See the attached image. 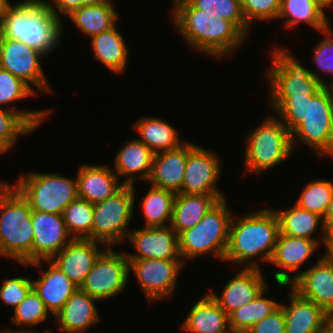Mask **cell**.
I'll use <instances>...</instances> for the list:
<instances>
[{"label": "cell", "mask_w": 333, "mask_h": 333, "mask_svg": "<svg viewBox=\"0 0 333 333\" xmlns=\"http://www.w3.org/2000/svg\"><path fill=\"white\" fill-rule=\"evenodd\" d=\"M270 98L276 115L291 133L293 150L299 141L319 155L333 157V101L327 86L313 96Z\"/></svg>", "instance_id": "cell-1"}, {"label": "cell", "mask_w": 333, "mask_h": 333, "mask_svg": "<svg viewBox=\"0 0 333 333\" xmlns=\"http://www.w3.org/2000/svg\"><path fill=\"white\" fill-rule=\"evenodd\" d=\"M174 26L194 50L207 56H229L246 38L230 21L195 8L188 0H172Z\"/></svg>", "instance_id": "cell-2"}, {"label": "cell", "mask_w": 333, "mask_h": 333, "mask_svg": "<svg viewBox=\"0 0 333 333\" xmlns=\"http://www.w3.org/2000/svg\"><path fill=\"white\" fill-rule=\"evenodd\" d=\"M61 21L41 0L9 2L0 15V38L20 40L46 56L62 39Z\"/></svg>", "instance_id": "cell-3"}, {"label": "cell", "mask_w": 333, "mask_h": 333, "mask_svg": "<svg viewBox=\"0 0 333 333\" xmlns=\"http://www.w3.org/2000/svg\"><path fill=\"white\" fill-rule=\"evenodd\" d=\"M232 217L229 241L223 261L246 264L247 268H261L255 257L270 261L278 235L279 220L274 209H263ZM253 259V260H252Z\"/></svg>", "instance_id": "cell-4"}, {"label": "cell", "mask_w": 333, "mask_h": 333, "mask_svg": "<svg viewBox=\"0 0 333 333\" xmlns=\"http://www.w3.org/2000/svg\"><path fill=\"white\" fill-rule=\"evenodd\" d=\"M0 256L32 263V209L20 192L0 182Z\"/></svg>", "instance_id": "cell-5"}, {"label": "cell", "mask_w": 333, "mask_h": 333, "mask_svg": "<svg viewBox=\"0 0 333 333\" xmlns=\"http://www.w3.org/2000/svg\"><path fill=\"white\" fill-rule=\"evenodd\" d=\"M227 198L219 200L204 215L201 221L178 235L179 252L182 261L195 259L213 252L218 260L224 259L232 219L227 207ZM184 259V260H183Z\"/></svg>", "instance_id": "cell-6"}, {"label": "cell", "mask_w": 333, "mask_h": 333, "mask_svg": "<svg viewBox=\"0 0 333 333\" xmlns=\"http://www.w3.org/2000/svg\"><path fill=\"white\" fill-rule=\"evenodd\" d=\"M245 138V171L258 175L281 164L293 151L291 133L276 116H268Z\"/></svg>", "instance_id": "cell-7"}, {"label": "cell", "mask_w": 333, "mask_h": 333, "mask_svg": "<svg viewBox=\"0 0 333 333\" xmlns=\"http://www.w3.org/2000/svg\"><path fill=\"white\" fill-rule=\"evenodd\" d=\"M14 187L33 211L62 215L65 208L78 197L76 178L57 173L33 171L20 176Z\"/></svg>", "instance_id": "cell-8"}, {"label": "cell", "mask_w": 333, "mask_h": 333, "mask_svg": "<svg viewBox=\"0 0 333 333\" xmlns=\"http://www.w3.org/2000/svg\"><path fill=\"white\" fill-rule=\"evenodd\" d=\"M135 191L134 185L123 184L112 196L93 204L91 240L107 247L126 241L130 232L127 228L133 218Z\"/></svg>", "instance_id": "cell-9"}, {"label": "cell", "mask_w": 333, "mask_h": 333, "mask_svg": "<svg viewBox=\"0 0 333 333\" xmlns=\"http://www.w3.org/2000/svg\"><path fill=\"white\" fill-rule=\"evenodd\" d=\"M272 65L267 72L271 97L313 96L327 82L319 74L305 68L284 48L271 52Z\"/></svg>", "instance_id": "cell-10"}, {"label": "cell", "mask_w": 333, "mask_h": 333, "mask_svg": "<svg viewBox=\"0 0 333 333\" xmlns=\"http://www.w3.org/2000/svg\"><path fill=\"white\" fill-rule=\"evenodd\" d=\"M129 274L126 254L107 247L97 258L79 289L98 301L110 299L124 291L129 282Z\"/></svg>", "instance_id": "cell-11"}, {"label": "cell", "mask_w": 333, "mask_h": 333, "mask_svg": "<svg viewBox=\"0 0 333 333\" xmlns=\"http://www.w3.org/2000/svg\"><path fill=\"white\" fill-rule=\"evenodd\" d=\"M274 280L279 286H289L302 298L314 302L333 318V268L321 257L313 265L296 275L278 271Z\"/></svg>", "instance_id": "cell-12"}, {"label": "cell", "mask_w": 333, "mask_h": 333, "mask_svg": "<svg viewBox=\"0 0 333 333\" xmlns=\"http://www.w3.org/2000/svg\"><path fill=\"white\" fill-rule=\"evenodd\" d=\"M129 272L136 275L150 303L172 296L181 267L182 259H128Z\"/></svg>", "instance_id": "cell-13"}, {"label": "cell", "mask_w": 333, "mask_h": 333, "mask_svg": "<svg viewBox=\"0 0 333 333\" xmlns=\"http://www.w3.org/2000/svg\"><path fill=\"white\" fill-rule=\"evenodd\" d=\"M45 55L20 40L0 38V68L23 80L33 90L53 93L47 83L40 58Z\"/></svg>", "instance_id": "cell-14"}, {"label": "cell", "mask_w": 333, "mask_h": 333, "mask_svg": "<svg viewBox=\"0 0 333 333\" xmlns=\"http://www.w3.org/2000/svg\"><path fill=\"white\" fill-rule=\"evenodd\" d=\"M221 162L216 153L187 142V163L181 190L178 193L223 195L218 191Z\"/></svg>", "instance_id": "cell-15"}, {"label": "cell", "mask_w": 333, "mask_h": 333, "mask_svg": "<svg viewBox=\"0 0 333 333\" xmlns=\"http://www.w3.org/2000/svg\"><path fill=\"white\" fill-rule=\"evenodd\" d=\"M32 262L51 260L73 240L62 215L32 210Z\"/></svg>", "instance_id": "cell-16"}, {"label": "cell", "mask_w": 333, "mask_h": 333, "mask_svg": "<svg viewBox=\"0 0 333 333\" xmlns=\"http://www.w3.org/2000/svg\"><path fill=\"white\" fill-rule=\"evenodd\" d=\"M127 239L136 252L125 251L128 259H181L178 234L170 225L137 228L129 232Z\"/></svg>", "instance_id": "cell-17"}, {"label": "cell", "mask_w": 333, "mask_h": 333, "mask_svg": "<svg viewBox=\"0 0 333 333\" xmlns=\"http://www.w3.org/2000/svg\"><path fill=\"white\" fill-rule=\"evenodd\" d=\"M100 244L102 245L101 250L98 247ZM106 248L105 244L98 241L73 239L51 261L80 287L92 270L95 261Z\"/></svg>", "instance_id": "cell-18"}, {"label": "cell", "mask_w": 333, "mask_h": 333, "mask_svg": "<svg viewBox=\"0 0 333 333\" xmlns=\"http://www.w3.org/2000/svg\"><path fill=\"white\" fill-rule=\"evenodd\" d=\"M262 274L261 268L243 267L221 289L220 297L214 292L209 294L230 315L239 307L251 302L263 290L268 288Z\"/></svg>", "instance_id": "cell-19"}, {"label": "cell", "mask_w": 333, "mask_h": 333, "mask_svg": "<svg viewBox=\"0 0 333 333\" xmlns=\"http://www.w3.org/2000/svg\"><path fill=\"white\" fill-rule=\"evenodd\" d=\"M47 261V270L39 271L40 278L32 280V288L42 299L46 309L54 316L67 302L71 295L79 288L74 284L51 260H41L24 266H39Z\"/></svg>", "instance_id": "cell-20"}, {"label": "cell", "mask_w": 333, "mask_h": 333, "mask_svg": "<svg viewBox=\"0 0 333 333\" xmlns=\"http://www.w3.org/2000/svg\"><path fill=\"white\" fill-rule=\"evenodd\" d=\"M76 180L78 197L91 204L104 201L123 186L108 165H81Z\"/></svg>", "instance_id": "cell-21"}, {"label": "cell", "mask_w": 333, "mask_h": 333, "mask_svg": "<svg viewBox=\"0 0 333 333\" xmlns=\"http://www.w3.org/2000/svg\"><path fill=\"white\" fill-rule=\"evenodd\" d=\"M187 163V141L180 147L155 153L152 160L150 185L178 193Z\"/></svg>", "instance_id": "cell-22"}, {"label": "cell", "mask_w": 333, "mask_h": 333, "mask_svg": "<svg viewBox=\"0 0 333 333\" xmlns=\"http://www.w3.org/2000/svg\"><path fill=\"white\" fill-rule=\"evenodd\" d=\"M95 301L98 300L78 288L53 316L59 329L65 333H82L98 323L100 316Z\"/></svg>", "instance_id": "cell-23"}, {"label": "cell", "mask_w": 333, "mask_h": 333, "mask_svg": "<svg viewBox=\"0 0 333 333\" xmlns=\"http://www.w3.org/2000/svg\"><path fill=\"white\" fill-rule=\"evenodd\" d=\"M290 290V304L280 303L285 315L286 333H316L332 318L314 302L302 298L292 288Z\"/></svg>", "instance_id": "cell-24"}, {"label": "cell", "mask_w": 333, "mask_h": 333, "mask_svg": "<svg viewBox=\"0 0 333 333\" xmlns=\"http://www.w3.org/2000/svg\"><path fill=\"white\" fill-rule=\"evenodd\" d=\"M193 305L184 319L181 329L190 333H231L229 315L210 294L202 297Z\"/></svg>", "instance_id": "cell-25"}, {"label": "cell", "mask_w": 333, "mask_h": 333, "mask_svg": "<svg viewBox=\"0 0 333 333\" xmlns=\"http://www.w3.org/2000/svg\"><path fill=\"white\" fill-rule=\"evenodd\" d=\"M224 195L176 193L173 202L171 228L179 235L197 225L208 210Z\"/></svg>", "instance_id": "cell-26"}, {"label": "cell", "mask_w": 333, "mask_h": 333, "mask_svg": "<svg viewBox=\"0 0 333 333\" xmlns=\"http://www.w3.org/2000/svg\"><path fill=\"white\" fill-rule=\"evenodd\" d=\"M125 144L115 156V173L118 178L119 175L125 176L126 180L122 181V184L126 185H134L135 174L138 179L147 181L150 176L154 153L139 139L130 140Z\"/></svg>", "instance_id": "cell-27"}, {"label": "cell", "mask_w": 333, "mask_h": 333, "mask_svg": "<svg viewBox=\"0 0 333 333\" xmlns=\"http://www.w3.org/2000/svg\"><path fill=\"white\" fill-rule=\"evenodd\" d=\"M7 109L0 108V140L9 149L14 147L18 137L35 131L53 111L48 109L18 111L15 106L12 108L11 105Z\"/></svg>", "instance_id": "cell-28"}, {"label": "cell", "mask_w": 333, "mask_h": 333, "mask_svg": "<svg viewBox=\"0 0 333 333\" xmlns=\"http://www.w3.org/2000/svg\"><path fill=\"white\" fill-rule=\"evenodd\" d=\"M123 39L116 25L91 37L94 58L115 74H124L127 65L129 49Z\"/></svg>", "instance_id": "cell-29"}, {"label": "cell", "mask_w": 333, "mask_h": 333, "mask_svg": "<svg viewBox=\"0 0 333 333\" xmlns=\"http://www.w3.org/2000/svg\"><path fill=\"white\" fill-rule=\"evenodd\" d=\"M319 240L292 237L279 233L269 262L288 272L298 271L318 249Z\"/></svg>", "instance_id": "cell-30"}, {"label": "cell", "mask_w": 333, "mask_h": 333, "mask_svg": "<svg viewBox=\"0 0 333 333\" xmlns=\"http://www.w3.org/2000/svg\"><path fill=\"white\" fill-rule=\"evenodd\" d=\"M278 18H285L286 29H294L302 22L321 33L330 27L320 0H281Z\"/></svg>", "instance_id": "cell-31"}, {"label": "cell", "mask_w": 333, "mask_h": 333, "mask_svg": "<svg viewBox=\"0 0 333 333\" xmlns=\"http://www.w3.org/2000/svg\"><path fill=\"white\" fill-rule=\"evenodd\" d=\"M119 14L110 0L102 3L81 6L66 17L90 38L117 25Z\"/></svg>", "instance_id": "cell-32"}, {"label": "cell", "mask_w": 333, "mask_h": 333, "mask_svg": "<svg viewBox=\"0 0 333 333\" xmlns=\"http://www.w3.org/2000/svg\"><path fill=\"white\" fill-rule=\"evenodd\" d=\"M279 220V229L281 234L289 235L292 237H301L312 240H323L328 235V230L323 221V217L308 210L302 209L294 204L293 207L287 210H274ZM321 224V225H320ZM318 225L323 228L320 237H311Z\"/></svg>", "instance_id": "cell-33"}, {"label": "cell", "mask_w": 333, "mask_h": 333, "mask_svg": "<svg viewBox=\"0 0 333 333\" xmlns=\"http://www.w3.org/2000/svg\"><path fill=\"white\" fill-rule=\"evenodd\" d=\"M138 131L139 140L143 142L154 154L180 147L178 131L168 122L156 117H143L134 125Z\"/></svg>", "instance_id": "cell-34"}, {"label": "cell", "mask_w": 333, "mask_h": 333, "mask_svg": "<svg viewBox=\"0 0 333 333\" xmlns=\"http://www.w3.org/2000/svg\"><path fill=\"white\" fill-rule=\"evenodd\" d=\"M175 195L171 190L150 185L141 203L145 217L144 227H164L171 224Z\"/></svg>", "instance_id": "cell-35"}, {"label": "cell", "mask_w": 333, "mask_h": 333, "mask_svg": "<svg viewBox=\"0 0 333 333\" xmlns=\"http://www.w3.org/2000/svg\"><path fill=\"white\" fill-rule=\"evenodd\" d=\"M265 293L266 289L251 302L239 307L229 315L231 333L248 331L254 324L280 306L279 302L264 297Z\"/></svg>", "instance_id": "cell-36"}, {"label": "cell", "mask_w": 333, "mask_h": 333, "mask_svg": "<svg viewBox=\"0 0 333 333\" xmlns=\"http://www.w3.org/2000/svg\"><path fill=\"white\" fill-rule=\"evenodd\" d=\"M62 217L73 239L91 240L93 204L77 197L65 208Z\"/></svg>", "instance_id": "cell-37"}, {"label": "cell", "mask_w": 333, "mask_h": 333, "mask_svg": "<svg viewBox=\"0 0 333 333\" xmlns=\"http://www.w3.org/2000/svg\"><path fill=\"white\" fill-rule=\"evenodd\" d=\"M195 8L230 21L246 38L250 26L242 14L240 0H188Z\"/></svg>", "instance_id": "cell-38"}, {"label": "cell", "mask_w": 333, "mask_h": 333, "mask_svg": "<svg viewBox=\"0 0 333 333\" xmlns=\"http://www.w3.org/2000/svg\"><path fill=\"white\" fill-rule=\"evenodd\" d=\"M332 196L333 183L331 181L314 180L304 187L295 204L324 218Z\"/></svg>", "instance_id": "cell-39"}, {"label": "cell", "mask_w": 333, "mask_h": 333, "mask_svg": "<svg viewBox=\"0 0 333 333\" xmlns=\"http://www.w3.org/2000/svg\"><path fill=\"white\" fill-rule=\"evenodd\" d=\"M13 311L12 324L19 327L36 326L45 321L50 313L33 288Z\"/></svg>", "instance_id": "cell-40"}, {"label": "cell", "mask_w": 333, "mask_h": 333, "mask_svg": "<svg viewBox=\"0 0 333 333\" xmlns=\"http://www.w3.org/2000/svg\"><path fill=\"white\" fill-rule=\"evenodd\" d=\"M36 92L37 90H33L23 80L0 68V105H9L17 100L36 96Z\"/></svg>", "instance_id": "cell-41"}, {"label": "cell", "mask_w": 333, "mask_h": 333, "mask_svg": "<svg viewBox=\"0 0 333 333\" xmlns=\"http://www.w3.org/2000/svg\"><path fill=\"white\" fill-rule=\"evenodd\" d=\"M242 14L251 26L255 19L270 20L278 17L281 0H240Z\"/></svg>", "instance_id": "cell-42"}, {"label": "cell", "mask_w": 333, "mask_h": 333, "mask_svg": "<svg viewBox=\"0 0 333 333\" xmlns=\"http://www.w3.org/2000/svg\"><path fill=\"white\" fill-rule=\"evenodd\" d=\"M32 289V280L25 277L4 279L0 287V299L14 309L26 298Z\"/></svg>", "instance_id": "cell-43"}, {"label": "cell", "mask_w": 333, "mask_h": 333, "mask_svg": "<svg viewBox=\"0 0 333 333\" xmlns=\"http://www.w3.org/2000/svg\"><path fill=\"white\" fill-rule=\"evenodd\" d=\"M330 28L322 32L326 37L317 44L312 59L321 71L333 76V37Z\"/></svg>", "instance_id": "cell-44"}, {"label": "cell", "mask_w": 333, "mask_h": 333, "mask_svg": "<svg viewBox=\"0 0 333 333\" xmlns=\"http://www.w3.org/2000/svg\"><path fill=\"white\" fill-rule=\"evenodd\" d=\"M286 322L283 308L279 306L270 315L254 324L250 333H286Z\"/></svg>", "instance_id": "cell-45"}, {"label": "cell", "mask_w": 333, "mask_h": 333, "mask_svg": "<svg viewBox=\"0 0 333 333\" xmlns=\"http://www.w3.org/2000/svg\"><path fill=\"white\" fill-rule=\"evenodd\" d=\"M47 8L55 14L58 18L61 19L60 15L67 16L69 15L73 10L78 9L81 7V0H52L54 4L52 5L49 1L41 0Z\"/></svg>", "instance_id": "cell-46"}, {"label": "cell", "mask_w": 333, "mask_h": 333, "mask_svg": "<svg viewBox=\"0 0 333 333\" xmlns=\"http://www.w3.org/2000/svg\"><path fill=\"white\" fill-rule=\"evenodd\" d=\"M322 244L326 248L327 252L320 257L333 268V232H329Z\"/></svg>", "instance_id": "cell-47"}, {"label": "cell", "mask_w": 333, "mask_h": 333, "mask_svg": "<svg viewBox=\"0 0 333 333\" xmlns=\"http://www.w3.org/2000/svg\"><path fill=\"white\" fill-rule=\"evenodd\" d=\"M324 224L328 232H333V196L329 203L327 212L323 218Z\"/></svg>", "instance_id": "cell-48"}, {"label": "cell", "mask_w": 333, "mask_h": 333, "mask_svg": "<svg viewBox=\"0 0 333 333\" xmlns=\"http://www.w3.org/2000/svg\"><path fill=\"white\" fill-rule=\"evenodd\" d=\"M316 333H333V318H331L322 328Z\"/></svg>", "instance_id": "cell-49"}, {"label": "cell", "mask_w": 333, "mask_h": 333, "mask_svg": "<svg viewBox=\"0 0 333 333\" xmlns=\"http://www.w3.org/2000/svg\"><path fill=\"white\" fill-rule=\"evenodd\" d=\"M106 0H81V6H89V5H94L98 3H102Z\"/></svg>", "instance_id": "cell-50"}, {"label": "cell", "mask_w": 333, "mask_h": 333, "mask_svg": "<svg viewBox=\"0 0 333 333\" xmlns=\"http://www.w3.org/2000/svg\"><path fill=\"white\" fill-rule=\"evenodd\" d=\"M2 330H0V333H38V331H35V330H9V329H7V330H3L2 332H1Z\"/></svg>", "instance_id": "cell-51"}, {"label": "cell", "mask_w": 333, "mask_h": 333, "mask_svg": "<svg viewBox=\"0 0 333 333\" xmlns=\"http://www.w3.org/2000/svg\"><path fill=\"white\" fill-rule=\"evenodd\" d=\"M320 3L324 9L333 6V0H320Z\"/></svg>", "instance_id": "cell-52"}, {"label": "cell", "mask_w": 333, "mask_h": 333, "mask_svg": "<svg viewBox=\"0 0 333 333\" xmlns=\"http://www.w3.org/2000/svg\"><path fill=\"white\" fill-rule=\"evenodd\" d=\"M9 2V0H0V15L5 11V7Z\"/></svg>", "instance_id": "cell-53"}, {"label": "cell", "mask_w": 333, "mask_h": 333, "mask_svg": "<svg viewBox=\"0 0 333 333\" xmlns=\"http://www.w3.org/2000/svg\"><path fill=\"white\" fill-rule=\"evenodd\" d=\"M9 150L10 149L0 140V156Z\"/></svg>", "instance_id": "cell-54"}, {"label": "cell", "mask_w": 333, "mask_h": 333, "mask_svg": "<svg viewBox=\"0 0 333 333\" xmlns=\"http://www.w3.org/2000/svg\"><path fill=\"white\" fill-rule=\"evenodd\" d=\"M327 87L330 90L331 96H332V101H333V81L330 83V85L328 84Z\"/></svg>", "instance_id": "cell-55"}, {"label": "cell", "mask_w": 333, "mask_h": 333, "mask_svg": "<svg viewBox=\"0 0 333 333\" xmlns=\"http://www.w3.org/2000/svg\"><path fill=\"white\" fill-rule=\"evenodd\" d=\"M233 333H250L249 331H237V332H233Z\"/></svg>", "instance_id": "cell-56"}]
</instances>
